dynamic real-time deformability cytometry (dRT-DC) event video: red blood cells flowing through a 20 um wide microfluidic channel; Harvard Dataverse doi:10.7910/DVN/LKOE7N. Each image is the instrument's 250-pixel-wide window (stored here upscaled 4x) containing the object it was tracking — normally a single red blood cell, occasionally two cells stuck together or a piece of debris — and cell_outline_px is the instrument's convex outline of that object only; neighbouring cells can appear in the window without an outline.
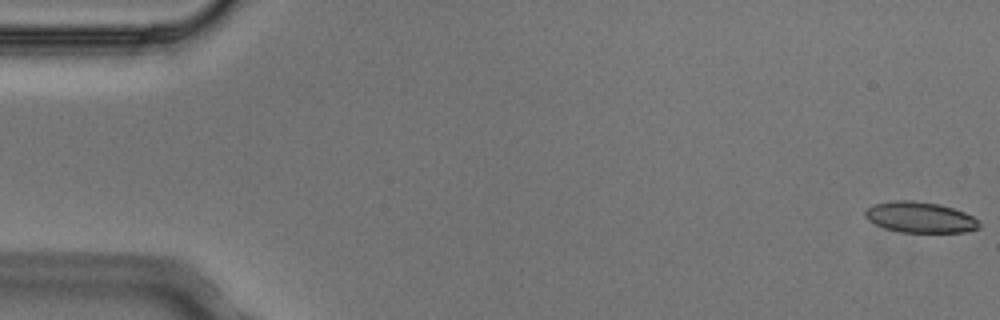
{"species": "Egyptian fruit bat (a non-hibernating species)", "species_latin": "Rousettus aegyptiacus", "temperature_condition": "cold", "stored_images_in_passage": 4, "camera_frame_rate_fps": 3000, "um_per_image_px": 0.085, "animal": {"sex": "male"}, "frame": {"image": 1, "passage_image": 1, "time_ms": 0.0, "image_size_px": [1000, 320], "cell_outline_px": [[980, 228], [964, 232], [900, 232], [884, 228], [868, 220], [864, 216], [864, 208], [872, 204], [892, 200], [912, 200], [940, 204], [964, 212], [972, 216], [980, 224]], "centroid_in_image_um": [78.14, 18.46], "position_along_channel_um": 6.9, "area_um2": 20.63}}
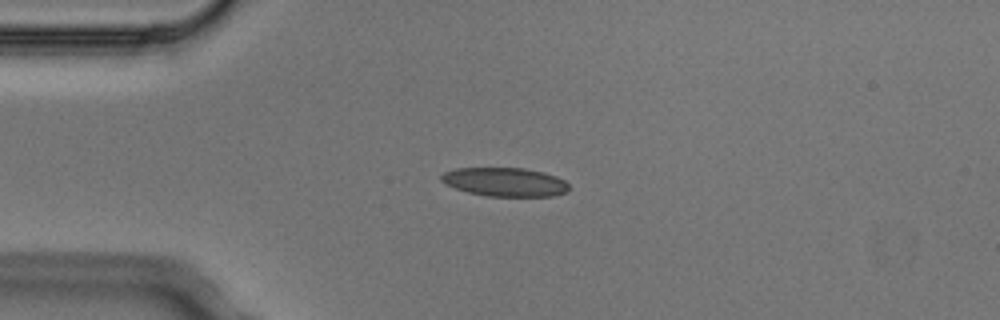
{"frame": {"image": 2, "passage_image": 4, "time_ms": 1.0, "image_size_px": [1000, 320], "cell_outline_px": [[568, 192], [552, 196], [488, 196], [468, 192], [444, 184], [440, 180], [440, 176], [444, 172], [456, 168], [524, 168], [544, 172], [556, 176], [564, 180], [568, 184]], "centroid_in_image_um": [42.91, 15.46], "position_along_channel_um": 42.1, "area_um2": 21.44}}